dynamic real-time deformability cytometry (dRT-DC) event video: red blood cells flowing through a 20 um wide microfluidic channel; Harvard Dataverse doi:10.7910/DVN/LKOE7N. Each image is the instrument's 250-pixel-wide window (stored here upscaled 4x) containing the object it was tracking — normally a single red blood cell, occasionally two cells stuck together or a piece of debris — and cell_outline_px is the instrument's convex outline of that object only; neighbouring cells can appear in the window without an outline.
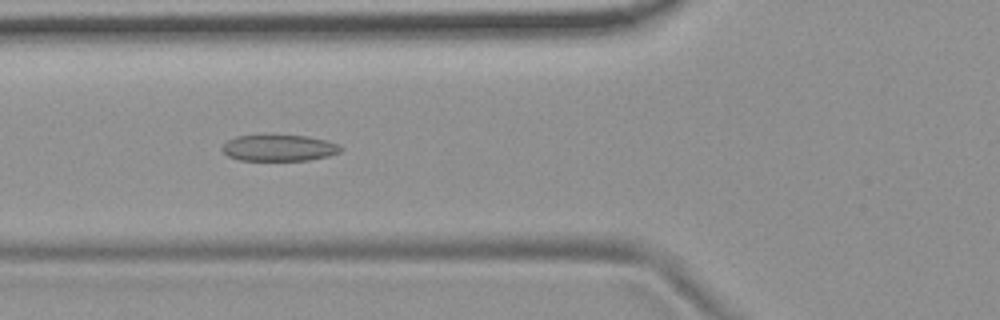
{"species": "common noctule bat (a hibernating species)", "species_latin": "Nyctalus noctula", "temperature_condition": "room temperature", "stored_images_in_passage": 53, "camera_frame_rate_fps": 3000, "um_per_image_px": 0.085, "animal": {"sex": "female", "body_mass_g": 19.9}, "frame": {"image": 1, "passage_image": 19, "time_ms": 6.0, "image_size_px": [1000, 320], "cell_outline_px": [[344, 148], [340, 152], [328, 156], [308, 160], [240, 160], [228, 156], [220, 148], [228, 140], [236, 136], [264, 132], [308, 136], [340, 144]], "centroid_in_image_um": [23.69, 12.52], "position_along_channel_um": 102.1, "area_um2": 19.02}}
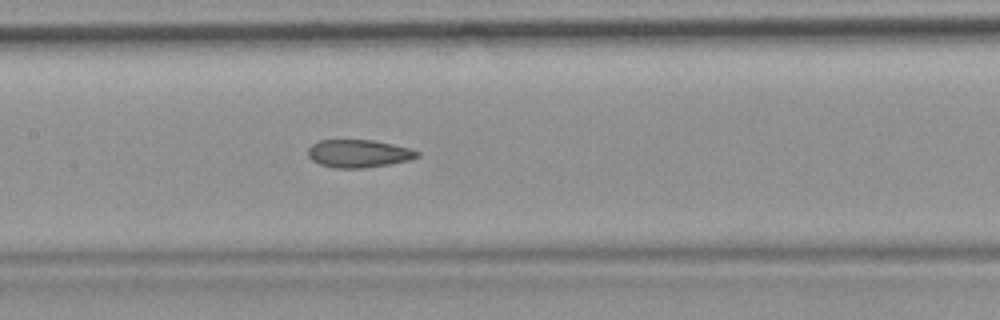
{"frame": {"image": 2, "passage_image": 25, "time_ms": 8.0, "image_size_px": [1000, 320], "cell_outline_px": [[420, 156], [412, 160], [364, 168], [336, 168], [320, 164], [312, 160], [308, 156], [308, 148], [312, 144], [320, 140], [372, 140], [392, 144], [408, 148], [420, 152]], "centroid_in_image_um": [30.49, 13.05], "position_along_channel_um": 176.9, "area_um2": 17.69}}
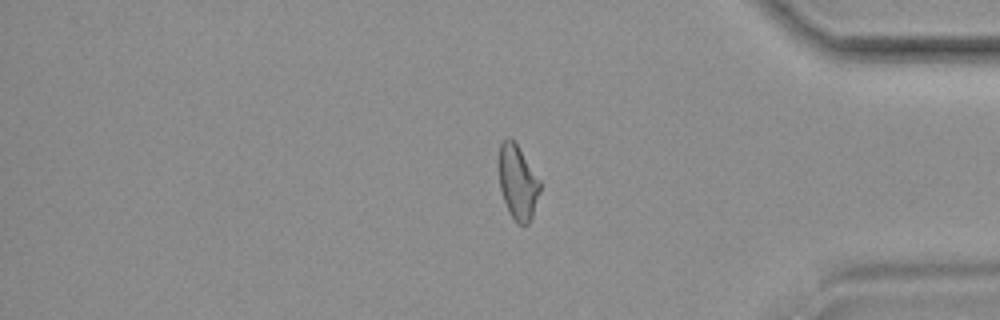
{"frame": {"image": 3, "passage_image": 44, "time_ms": 14.333, "image_size_px": [1000, 320], "cell_outline_px": [[540, 192], [532, 216], [528, 224], [516, 224], [508, 212], [500, 188], [496, 164], [496, 160], [500, 144], [508, 136], [516, 144], [540, 180]], "centroid_in_image_um": [43.96, 15.48], "position_along_channel_um": 391.2, "area_um2": 18.15}, "authors_computed_cell_mechanics": {"area_um2": 18.7272, "velocity_mm_per_s": 3.7218, "shape_relaxation_time_tau1_ms": null, "shape_relaxation_time_tau2_ms": 2.2435, "deformation_change_tau1": null, "deformation_change_tau2": 0.0931}}